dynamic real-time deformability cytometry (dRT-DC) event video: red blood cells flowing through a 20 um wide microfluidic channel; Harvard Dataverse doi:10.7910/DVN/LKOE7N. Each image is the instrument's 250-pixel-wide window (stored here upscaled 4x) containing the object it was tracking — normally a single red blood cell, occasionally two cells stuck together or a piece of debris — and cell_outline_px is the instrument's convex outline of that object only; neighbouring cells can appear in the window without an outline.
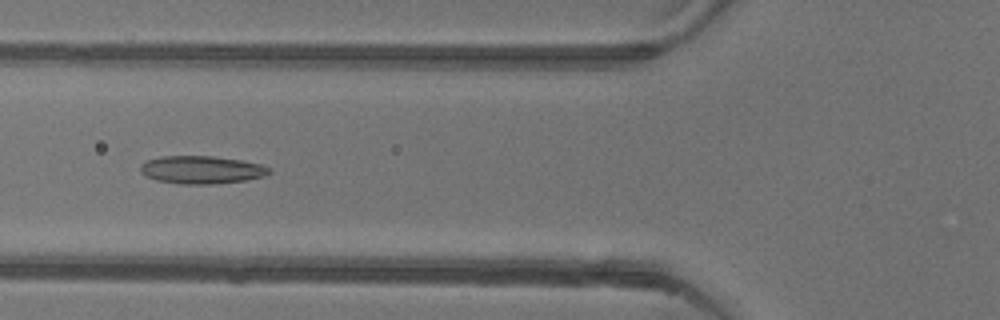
{"species": "common noctule bat (a hibernating species)", "species_latin": "Nyctalus noctula", "temperature_condition": "warm", "stored_images_in_passage": 43, "camera_frame_rate_fps": 3000, "um_per_image_px": 0.085, "animal": {"sex": "female"}, "frame": {"image": 1, "passage_image": 12, "time_ms": 3.667, "image_size_px": [1000, 320], "cell_outline_px": [[272, 172], [264, 176], [248, 180], [216, 184], [180, 184], [156, 180], [140, 172], [140, 164], [148, 160], [160, 156], [212, 156], [244, 160], [260, 164], [272, 168]], "centroid_in_image_um": [17.18, 14.43], "position_along_channel_um": 108.6, "area_um2": 21.15}}
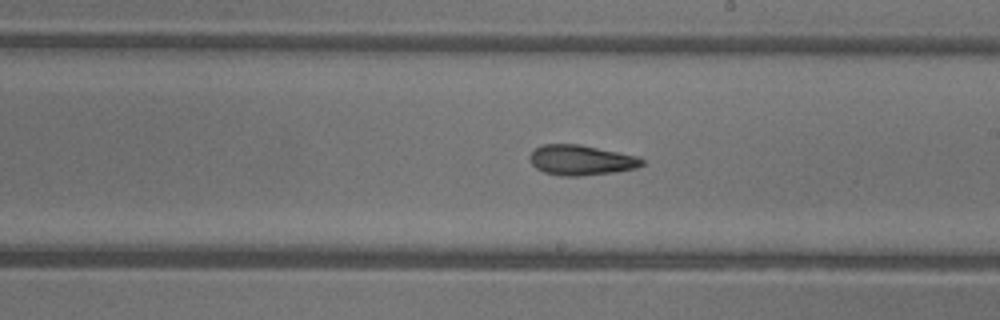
{"frame": {"image": 2, "passage_image": 22, "time_ms": 7.0, "image_size_px": [1000, 320], "cell_outline_px": [[644, 164], [636, 168], [616, 172], [580, 176], [560, 176], [544, 172], [536, 168], [532, 164], [528, 156], [536, 148], [544, 144], [580, 144], [636, 156], [644, 160]], "centroid_in_image_um": [49.38, 13.62], "position_along_channel_um": 239.6, "area_um2": 19.71}}
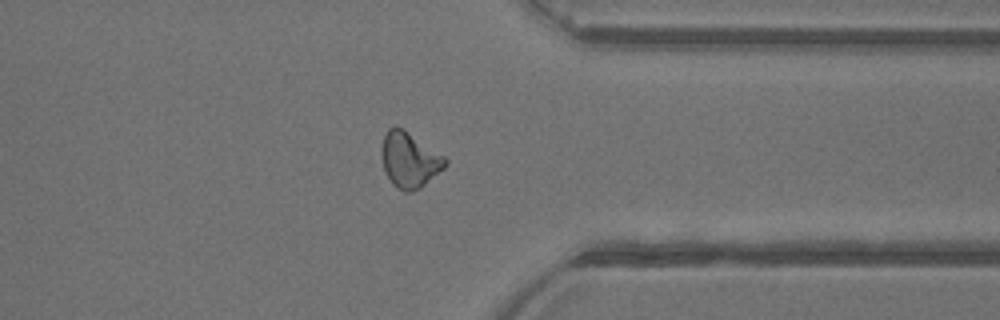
{"frame": {"image": 3, "passage_image": 33, "time_ms": 10.667, "image_size_px": [1000, 320], "cell_outline_px": [[448, 164], [444, 168], [420, 188], [408, 192], [404, 192], [396, 188], [392, 184], [384, 172], [380, 156], [380, 148], [384, 136], [388, 128], [396, 124], [404, 128], [444, 156], [448, 160]], "centroid_in_image_um": [34.76, 13.57], "position_along_channel_um": 376.6, "area_um2": 20.98}}